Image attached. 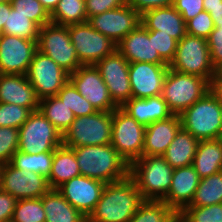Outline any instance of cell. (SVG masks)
<instances>
[{
	"label": "cell",
	"mask_w": 222,
	"mask_h": 222,
	"mask_svg": "<svg viewBox=\"0 0 222 222\" xmlns=\"http://www.w3.org/2000/svg\"><path fill=\"white\" fill-rule=\"evenodd\" d=\"M144 201L135 180L125 179L107 183L87 222H128Z\"/></svg>",
	"instance_id": "obj_1"
},
{
	"label": "cell",
	"mask_w": 222,
	"mask_h": 222,
	"mask_svg": "<svg viewBox=\"0 0 222 222\" xmlns=\"http://www.w3.org/2000/svg\"><path fill=\"white\" fill-rule=\"evenodd\" d=\"M79 165L80 174L103 183L125 179L129 164L119 155L111 143L71 148Z\"/></svg>",
	"instance_id": "obj_2"
},
{
	"label": "cell",
	"mask_w": 222,
	"mask_h": 222,
	"mask_svg": "<svg viewBox=\"0 0 222 222\" xmlns=\"http://www.w3.org/2000/svg\"><path fill=\"white\" fill-rule=\"evenodd\" d=\"M179 117L181 127L198 141L222 138V103L211 89Z\"/></svg>",
	"instance_id": "obj_3"
},
{
	"label": "cell",
	"mask_w": 222,
	"mask_h": 222,
	"mask_svg": "<svg viewBox=\"0 0 222 222\" xmlns=\"http://www.w3.org/2000/svg\"><path fill=\"white\" fill-rule=\"evenodd\" d=\"M174 168L163 155L142 156L135 160L129 175L144 200H163L170 189Z\"/></svg>",
	"instance_id": "obj_4"
},
{
	"label": "cell",
	"mask_w": 222,
	"mask_h": 222,
	"mask_svg": "<svg viewBox=\"0 0 222 222\" xmlns=\"http://www.w3.org/2000/svg\"><path fill=\"white\" fill-rule=\"evenodd\" d=\"M211 84L196 75L180 73L168 69L162 89V97L173 114L180 115L188 107L201 99Z\"/></svg>",
	"instance_id": "obj_5"
},
{
	"label": "cell",
	"mask_w": 222,
	"mask_h": 222,
	"mask_svg": "<svg viewBox=\"0 0 222 222\" xmlns=\"http://www.w3.org/2000/svg\"><path fill=\"white\" fill-rule=\"evenodd\" d=\"M168 66L180 73L200 76L210 84L215 76L207 39L188 33L178 42L174 59Z\"/></svg>",
	"instance_id": "obj_6"
},
{
	"label": "cell",
	"mask_w": 222,
	"mask_h": 222,
	"mask_svg": "<svg viewBox=\"0 0 222 222\" xmlns=\"http://www.w3.org/2000/svg\"><path fill=\"white\" fill-rule=\"evenodd\" d=\"M113 112L97 111L92 115L75 117L63 133V146L68 148L106 145L112 140Z\"/></svg>",
	"instance_id": "obj_7"
},
{
	"label": "cell",
	"mask_w": 222,
	"mask_h": 222,
	"mask_svg": "<svg viewBox=\"0 0 222 222\" xmlns=\"http://www.w3.org/2000/svg\"><path fill=\"white\" fill-rule=\"evenodd\" d=\"M18 150L38 154L63 145L62 133L39 111H33L19 128Z\"/></svg>",
	"instance_id": "obj_8"
},
{
	"label": "cell",
	"mask_w": 222,
	"mask_h": 222,
	"mask_svg": "<svg viewBox=\"0 0 222 222\" xmlns=\"http://www.w3.org/2000/svg\"><path fill=\"white\" fill-rule=\"evenodd\" d=\"M37 50L53 59L69 75L82 66L71 43L67 26L49 23L41 27Z\"/></svg>",
	"instance_id": "obj_9"
},
{
	"label": "cell",
	"mask_w": 222,
	"mask_h": 222,
	"mask_svg": "<svg viewBox=\"0 0 222 222\" xmlns=\"http://www.w3.org/2000/svg\"><path fill=\"white\" fill-rule=\"evenodd\" d=\"M146 127L122 108L113 111L111 145L129 164L142 157Z\"/></svg>",
	"instance_id": "obj_10"
},
{
	"label": "cell",
	"mask_w": 222,
	"mask_h": 222,
	"mask_svg": "<svg viewBox=\"0 0 222 222\" xmlns=\"http://www.w3.org/2000/svg\"><path fill=\"white\" fill-rule=\"evenodd\" d=\"M71 43L76 49L77 57L82 65H95L105 56L116 51V43L93 29L88 23L69 25Z\"/></svg>",
	"instance_id": "obj_11"
},
{
	"label": "cell",
	"mask_w": 222,
	"mask_h": 222,
	"mask_svg": "<svg viewBox=\"0 0 222 222\" xmlns=\"http://www.w3.org/2000/svg\"><path fill=\"white\" fill-rule=\"evenodd\" d=\"M26 77L39 99L56 96L69 80V74L65 70L38 50L29 65Z\"/></svg>",
	"instance_id": "obj_12"
},
{
	"label": "cell",
	"mask_w": 222,
	"mask_h": 222,
	"mask_svg": "<svg viewBox=\"0 0 222 222\" xmlns=\"http://www.w3.org/2000/svg\"><path fill=\"white\" fill-rule=\"evenodd\" d=\"M105 82L113 103L121 108L132 98L129 62L116 50L95 64Z\"/></svg>",
	"instance_id": "obj_13"
},
{
	"label": "cell",
	"mask_w": 222,
	"mask_h": 222,
	"mask_svg": "<svg viewBox=\"0 0 222 222\" xmlns=\"http://www.w3.org/2000/svg\"><path fill=\"white\" fill-rule=\"evenodd\" d=\"M0 189L17 200L41 198L51 188L45 176L15 169L9 163L0 168Z\"/></svg>",
	"instance_id": "obj_14"
},
{
	"label": "cell",
	"mask_w": 222,
	"mask_h": 222,
	"mask_svg": "<svg viewBox=\"0 0 222 222\" xmlns=\"http://www.w3.org/2000/svg\"><path fill=\"white\" fill-rule=\"evenodd\" d=\"M69 81L97 111L113 112L118 108L95 65H82L69 75Z\"/></svg>",
	"instance_id": "obj_15"
},
{
	"label": "cell",
	"mask_w": 222,
	"mask_h": 222,
	"mask_svg": "<svg viewBox=\"0 0 222 222\" xmlns=\"http://www.w3.org/2000/svg\"><path fill=\"white\" fill-rule=\"evenodd\" d=\"M88 23L93 29L117 44L141 24V15L127 3L119 8L90 17Z\"/></svg>",
	"instance_id": "obj_16"
},
{
	"label": "cell",
	"mask_w": 222,
	"mask_h": 222,
	"mask_svg": "<svg viewBox=\"0 0 222 222\" xmlns=\"http://www.w3.org/2000/svg\"><path fill=\"white\" fill-rule=\"evenodd\" d=\"M37 51V41L18 36H0V74L26 75Z\"/></svg>",
	"instance_id": "obj_17"
},
{
	"label": "cell",
	"mask_w": 222,
	"mask_h": 222,
	"mask_svg": "<svg viewBox=\"0 0 222 222\" xmlns=\"http://www.w3.org/2000/svg\"><path fill=\"white\" fill-rule=\"evenodd\" d=\"M106 183L80 175L60 187L58 192L85 217H89L100 200Z\"/></svg>",
	"instance_id": "obj_18"
},
{
	"label": "cell",
	"mask_w": 222,
	"mask_h": 222,
	"mask_svg": "<svg viewBox=\"0 0 222 222\" xmlns=\"http://www.w3.org/2000/svg\"><path fill=\"white\" fill-rule=\"evenodd\" d=\"M168 64L129 63V80L134 98H149L162 94Z\"/></svg>",
	"instance_id": "obj_19"
},
{
	"label": "cell",
	"mask_w": 222,
	"mask_h": 222,
	"mask_svg": "<svg viewBox=\"0 0 222 222\" xmlns=\"http://www.w3.org/2000/svg\"><path fill=\"white\" fill-rule=\"evenodd\" d=\"M116 50L129 62L167 64L153 45V32L138 25L116 45Z\"/></svg>",
	"instance_id": "obj_20"
},
{
	"label": "cell",
	"mask_w": 222,
	"mask_h": 222,
	"mask_svg": "<svg viewBox=\"0 0 222 222\" xmlns=\"http://www.w3.org/2000/svg\"><path fill=\"white\" fill-rule=\"evenodd\" d=\"M200 179L192 165L174 168L170 189L162 201L180 214L190 205Z\"/></svg>",
	"instance_id": "obj_21"
},
{
	"label": "cell",
	"mask_w": 222,
	"mask_h": 222,
	"mask_svg": "<svg viewBox=\"0 0 222 222\" xmlns=\"http://www.w3.org/2000/svg\"><path fill=\"white\" fill-rule=\"evenodd\" d=\"M0 102L13 103L33 112L38 110L40 99L26 75L0 74Z\"/></svg>",
	"instance_id": "obj_22"
},
{
	"label": "cell",
	"mask_w": 222,
	"mask_h": 222,
	"mask_svg": "<svg viewBox=\"0 0 222 222\" xmlns=\"http://www.w3.org/2000/svg\"><path fill=\"white\" fill-rule=\"evenodd\" d=\"M180 128L181 120L176 114L146 126L142 156L163 155Z\"/></svg>",
	"instance_id": "obj_23"
},
{
	"label": "cell",
	"mask_w": 222,
	"mask_h": 222,
	"mask_svg": "<svg viewBox=\"0 0 222 222\" xmlns=\"http://www.w3.org/2000/svg\"><path fill=\"white\" fill-rule=\"evenodd\" d=\"M141 25L149 31L170 35L178 42L186 35V22L173 5L146 11L141 15Z\"/></svg>",
	"instance_id": "obj_24"
},
{
	"label": "cell",
	"mask_w": 222,
	"mask_h": 222,
	"mask_svg": "<svg viewBox=\"0 0 222 222\" xmlns=\"http://www.w3.org/2000/svg\"><path fill=\"white\" fill-rule=\"evenodd\" d=\"M121 108L145 127L173 115L162 95L149 98L132 97Z\"/></svg>",
	"instance_id": "obj_25"
},
{
	"label": "cell",
	"mask_w": 222,
	"mask_h": 222,
	"mask_svg": "<svg viewBox=\"0 0 222 222\" xmlns=\"http://www.w3.org/2000/svg\"><path fill=\"white\" fill-rule=\"evenodd\" d=\"M192 166L200 178L222 171V138L199 141Z\"/></svg>",
	"instance_id": "obj_26"
},
{
	"label": "cell",
	"mask_w": 222,
	"mask_h": 222,
	"mask_svg": "<svg viewBox=\"0 0 222 222\" xmlns=\"http://www.w3.org/2000/svg\"><path fill=\"white\" fill-rule=\"evenodd\" d=\"M76 155L71 148L60 146L53 152L51 172L47 178L51 189H57L68 180L80 176Z\"/></svg>",
	"instance_id": "obj_27"
},
{
	"label": "cell",
	"mask_w": 222,
	"mask_h": 222,
	"mask_svg": "<svg viewBox=\"0 0 222 222\" xmlns=\"http://www.w3.org/2000/svg\"><path fill=\"white\" fill-rule=\"evenodd\" d=\"M41 199L46 222H87V217L74 208L57 189H50Z\"/></svg>",
	"instance_id": "obj_28"
},
{
	"label": "cell",
	"mask_w": 222,
	"mask_h": 222,
	"mask_svg": "<svg viewBox=\"0 0 222 222\" xmlns=\"http://www.w3.org/2000/svg\"><path fill=\"white\" fill-rule=\"evenodd\" d=\"M198 143L191 133L181 127L163 156L173 168L192 165Z\"/></svg>",
	"instance_id": "obj_29"
},
{
	"label": "cell",
	"mask_w": 222,
	"mask_h": 222,
	"mask_svg": "<svg viewBox=\"0 0 222 222\" xmlns=\"http://www.w3.org/2000/svg\"><path fill=\"white\" fill-rule=\"evenodd\" d=\"M38 110L62 133V135L75 120L73 111L57 96H49L40 99Z\"/></svg>",
	"instance_id": "obj_30"
},
{
	"label": "cell",
	"mask_w": 222,
	"mask_h": 222,
	"mask_svg": "<svg viewBox=\"0 0 222 222\" xmlns=\"http://www.w3.org/2000/svg\"><path fill=\"white\" fill-rule=\"evenodd\" d=\"M50 20L63 26L88 22L85 0H60Z\"/></svg>",
	"instance_id": "obj_31"
},
{
	"label": "cell",
	"mask_w": 222,
	"mask_h": 222,
	"mask_svg": "<svg viewBox=\"0 0 222 222\" xmlns=\"http://www.w3.org/2000/svg\"><path fill=\"white\" fill-rule=\"evenodd\" d=\"M52 160L53 152L30 154L17 150L9 164L23 172L31 171L48 178L51 172Z\"/></svg>",
	"instance_id": "obj_32"
},
{
	"label": "cell",
	"mask_w": 222,
	"mask_h": 222,
	"mask_svg": "<svg viewBox=\"0 0 222 222\" xmlns=\"http://www.w3.org/2000/svg\"><path fill=\"white\" fill-rule=\"evenodd\" d=\"M222 203V171L200 179L189 206H210Z\"/></svg>",
	"instance_id": "obj_33"
},
{
	"label": "cell",
	"mask_w": 222,
	"mask_h": 222,
	"mask_svg": "<svg viewBox=\"0 0 222 222\" xmlns=\"http://www.w3.org/2000/svg\"><path fill=\"white\" fill-rule=\"evenodd\" d=\"M178 215L162 200H144L128 222H172Z\"/></svg>",
	"instance_id": "obj_34"
},
{
	"label": "cell",
	"mask_w": 222,
	"mask_h": 222,
	"mask_svg": "<svg viewBox=\"0 0 222 222\" xmlns=\"http://www.w3.org/2000/svg\"><path fill=\"white\" fill-rule=\"evenodd\" d=\"M39 29L34 22L25 17V15L18 13L11 5V12L4 25L3 34L37 41Z\"/></svg>",
	"instance_id": "obj_35"
},
{
	"label": "cell",
	"mask_w": 222,
	"mask_h": 222,
	"mask_svg": "<svg viewBox=\"0 0 222 222\" xmlns=\"http://www.w3.org/2000/svg\"><path fill=\"white\" fill-rule=\"evenodd\" d=\"M56 96L73 111L75 117L92 115L97 112L94 106L78 92L69 80Z\"/></svg>",
	"instance_id": "obj_36"
},
{
	"label": "cell",
	"mask_w": 222,
	"mask_h": 222,
	"mask_svg": "<svg viewBox=\"0 0 222 222\" xmlns=\"http://www.w3.org/2000/svg\"><path fill=\"white\" fill-rule=\"evenodd\" d=\"M11 222H46L41 198L17 200Z\"/></svg>",
	"instance_id": "obj_37"
},
{
	"label": "cell",
	"mask_w": 222,
	"mask_h": 222,
	"mask_svg": "<svg viewBox=\"0 0 222 222\" xmlns=\"http://www.w3.org/2000/svg\"><path fill=\"white\" fill-rule=\"evenodd\" d=\"M12 7L39 28L51 23L50 14L45 10L38 0H11Z\"/></svg>",
	"instance_id": "obj_38"
},
{
	"label": "cell",
	"mask_w": 222,
	"mask_h": 222,
	"mask_svg": "<svg viewBox=\"0 0 222 222\" xmlns=\"http://www.w3.org/2000/svg\"><path fill=\"white\" fill-rule=\"evenodd\" d=\"M185 222H222V203L210 206H187L180 214Z\"/></svg>",
	"instance_id": "obj_39"
},
{
	"label": "cell",
	"mask_w": 222,
	"mask_h": 222,
	"mask_svg": "<svg viewBox=\"0 0 222 222\" xmlns=\"http://www.w3.org/2000/svg\"><path fill=\"white\" fill-rule=\"evenodd\" d=\"M32 111L13 103L0 102V127L19 129L29 118Z\"/></svg>",
	"instance_id": "obj_40"
},
{
	"label": "cell",
	"mask_w": 222,
	"mask_h": 222,
	"mask_svg": "<svg viewBox=\"0 0 222 222\" xmlns=\"http://www.w3.org/2000/svg\"><path fill=\"white\" fill-rule=\"evenodd\" d=\"M19 129L0 127V166L10 163L18 150Z\"/></svg>",
	"instance_id": "obj_41"
},
{
	"label": "cell",
	"mask_w": 222,
	"mask_h": 222,
	"mask_svg": "<svg viewBox=\"0 0 222 222\" xmlns=\"http://www.w3.org/2000/svg\"><path fill=\"white\" fill-rule=\"evenodd\" d=\"M214 30V22L207 11L200 12L196 17L186 21V33L207 39Z\"/></svg>",
	"instance_id": "obj_42"
},
{
	"label": "cell",
	"mask_w": 222,
	"mask_h": 222,
	"mask_svg": "<svg viewBox=\"0 0 222 222\" xmlns=\"http://www.w3.org/2000/svg\"><path fill=\"white\" fill-rule=\"evenodd\" d=\"M153 32V45L160 57L169 65L174 59L178 41L170 35L160 33L155 30Z\"/></svg>",
	"instance_id": "obj_43"
},
{
	"label": "cell",
	"mask_w": 222,
	"mask_h": 222,
	"mask_svg": "<svg viewBox=\"0 0 222 222\" xmlns=\"http://www.w3.org/2000/svg\"><path fill=\"white\" fill-rule=\"evenodd\" d=\"M128 3V0H85L88 19Z\"/></svg>",
	"instance_id": "obj_44"
},
{
	"label": "cell",
	"mask_w": 222,
	"mask_h": 222,
	"mask_svg": "<svg viewBox=\"0 0 222 222\" xmlns=\"http://www.w3.org/2000/svg\"><path fill=\"white\" fill-rule=\"evenodd\" d=\"M210 51V59L213 67L216 69L222 64V27H214V30L207 38Z\"/></svg>",
	"instance_id": "obj_45"
},
{
	"label": "cell",
	"mask_w": 222,
	"mask_h": 222,
	"mask_svg": "<svg viewBox=\"0 0 222 222\" xmlns=\"http://www.w3.org/2000/svg\"><path fill=\"white\" fill-rule=\"evenodd\" d=\"M173 6L186 22L204 11V0H174Z\"/></svg>",
	"instance_id": "obj_46"
},
{
	"label": "cell",
	"mask_w": 222,
	"mask_h": 222,
	"mask_svg": "<svg viewBox=\"0 0 222 222\" xmlns=\"http://www.w3.org/2000/svg\"><path fill=\"white\" fill-rule=\"evenodd\" d=\"M128 4L142 15L151 9L172 6L174 0H128Z\"/></svg>",
	"instance_id": "obj_47"
},
{
	"label": "cell",
	"mask_w": 222,
	"mask_h": 222,
	"mask_svg": "<svg viewBox=\"0 0 222 222\" xmlns=\"http://www.w3.org/2000/svg\"><path fill=\"white\" fill-rule=\"evenodd\" d=\"M17 199L0 189V222H11Z\"/></svg>",
	"instance_id": "obj_48"
},
{
	"label": "cell",
	"mask_w": 222,
	"mask_h": 222,
	"mask_svg": "<svg viewBox=\"0 0 222 222\" xmlns=\"http://www.w3.org/2000/svg\"><path fill=\"white\" fill-rule=\"evenodd\" d=\"M204 11L211 15L214 27H222V0H204Z\"/></svg>",
	"instance_id": "obj_49"
},
{
	"label": "cell",
	"mask_w": 222,
	"mask_h": 222,
	"mask_svg": "<svg viewBox=\"0 0 222 222\" xmlns=\"http://www.w3.org/2000/svg\"><path fill=\"white\" fill-rule=\"evenodd\" d=\"M10 12H11V2H5L0 4V29L3 30Z\"/></svg>",
	"instance_id": "obj_50"
},
{
	"label": "cell",
	"mask_w": 222,
	"mask_h": 222,
	"mask_svg": "<svg viewBox=\"0 0 222 222\" xmlns=\"http://www.w3.org/2000/svg\"><path fill=\"white\" fill-rule=\"evenodd\" d=\"M211 90L219 97V100L222 103V79H213Z\"/></svg>",
	"instance_id": "obj_51"
},
{
	"label": "cell",
	"mask_w": 222,
	"mask_h": 222,
	"mask_svg": "<svg viewBox=\"0 0 222 222\" xmlns=\"http://www.w3.org/2000/svg\"><path fill=\"white\" fill-rule=\"evenodd\" d=\"M42 6L45 8V10L51 14L54 9L57 7L60 0H38Z\"/></svg>",
	"instance_id": "obj_52"
},
{
	"label": "cell",
	"mask_w": 222,
	"mask_h": 222,
	"mask_svg": "<svg viewBox=\"0 0 222 222\" xmlns=\"http://www.w3.org/2000/svg\"><path fill=\"white\" fill-rule=\"evenodd\" d=\"M213 79H222V64H220L216 69H215V76Z\"/></svg>",
	"instance_id": "obj_53"
},
{
	"label": "cell",
	"mask_w": 222,
	"mask_h": 222,
	"mask_svg": "<svg viewBox=\"0 0 222 222\" xmlns=\"http://www.w3.org/2000/svg\"><path fill=\"white\" fill-rule=\"evenodd\" d=\"M172 222H185L180 215H178Z\"/></svg>",
	"instance_id": "obj_54"
},
{
	"label": "cell",
	"mask_w": 222,
	"mask_h": 222,
	"mask_svg": "<svg viewBox=\"0 0 222 222\" xmlns=\"http://www.w3.org/2000/svg\"><path fill=\"white\" fill-rule=\"evenodd\" d=\"M11 0H0V4L5 3V2H10Z\"/></svg>",
	"instance_id": "obj_55"
},
{
	"label": "cell",
	"mask_w": 222,
	"mask_h": 222,
	"mask_svg": "<svg viewBox=\"0 0 222 222\" xmlns=\"http://www.w3.org/2000/svg\"><path fill=\"white\" fill-rule=\"evenodd\" d=\"M3 34V30L2 29H0V36Z\"/></svg>",
	"instance_id": "obj_56"
}]
</instances>
